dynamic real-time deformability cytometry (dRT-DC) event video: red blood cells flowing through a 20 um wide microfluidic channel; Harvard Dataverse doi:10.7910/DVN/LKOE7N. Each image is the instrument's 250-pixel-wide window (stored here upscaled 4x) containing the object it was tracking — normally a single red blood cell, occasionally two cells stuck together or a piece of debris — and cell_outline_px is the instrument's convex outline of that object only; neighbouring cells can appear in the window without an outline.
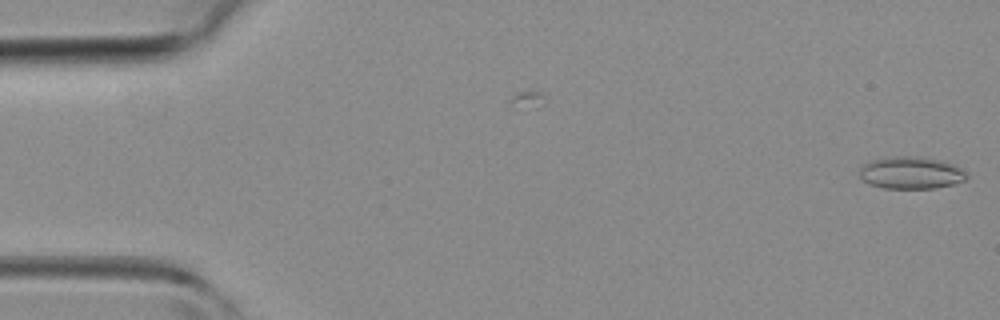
{"species": "common noctule bat (a hibernating species)", "species_latin": "Nyctalus noctula", "temperature_condition": "room temperature", "stored_images_in_passage": 5, "camera_frame_rate_fps": 3000, "um_per_image_px": 0.085, "animal": {"sex": "female", "body_mass_g": 19.3, "forearm_length_mm": 54.1}, "frame": {"image": 1, "passage_image": 5, "time_ms": 1.333, "image_size_px": [1000, 320], "cell_outline_px": [[968, 176], [964, 180], [952, 184], [932, 188], [884, 188], [872, 184], [864, 180], [860, 176], [860, 168], [864, 164], [872, 160], [888, 156], [904, 156], [940, 160], [952, 164], [968, 172]], "centroid_in_image_um": [77.44, 14.68], "position_along_channel_um": 7.6, "area_um2": 19.77}}